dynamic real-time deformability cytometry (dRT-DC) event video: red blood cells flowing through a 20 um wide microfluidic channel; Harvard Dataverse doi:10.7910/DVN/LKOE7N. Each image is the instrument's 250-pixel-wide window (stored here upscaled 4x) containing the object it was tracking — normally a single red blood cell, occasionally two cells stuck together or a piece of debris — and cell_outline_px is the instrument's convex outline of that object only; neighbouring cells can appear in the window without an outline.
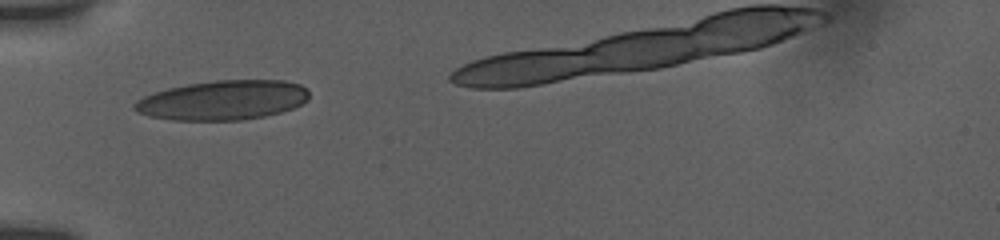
{"species": "human", "species_latin": "Homo sapiens", "temperature_condition": "room temperature", "stored_images_in_passage": 29, "camera_frame_rate_fps": 3000, "um_per_image_px": 0.085, "donor": {"sex": "female"}, "frame": {"image": 1, "passage_image": 1, "time_ms": 0.0, "image_size_px": [1000, 240], "cell_outline_px": [[308, 100], [292, 108], [280, 112], [264, 116], [240, 120], [172, 120], [148, 116], [136, 112], [132, 108], [132, 104], [136, 100], [144, 96], [168, 88], [188, 84], [216, 80], [284, 80], [300, 84], [308, 88]], "centroid_in_image_um": [18.92, 8.51], "position_along_channel_um": 66.1, "area_um2": 40.34}}
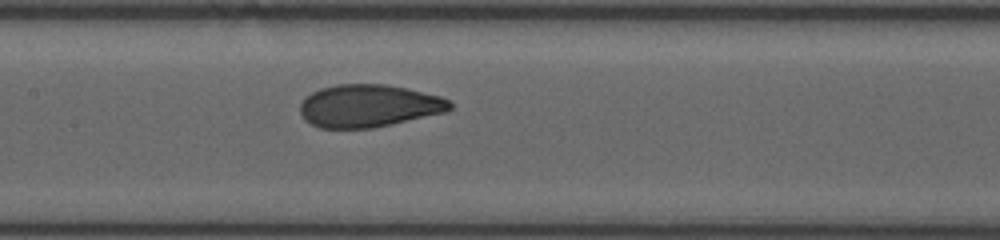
{"frame": {"image": 2, "passage_image": 10, "time_ms": 3.0, "image_size_px": [1000, 240], "cell_outline_px": [[452, 108], [448, 112], [372, 128], [320, 128], [304, 120], [300, 112], [300, 104], [304, 96], [320, 88], [336, 84], [384, 84], [408, 88], [440, 96], [448, 100], [452, 104]], "centroid_in_image_um": [31.33, 8.99], "position_along_channel_um": 176.1, "area_um2": 37.45}}
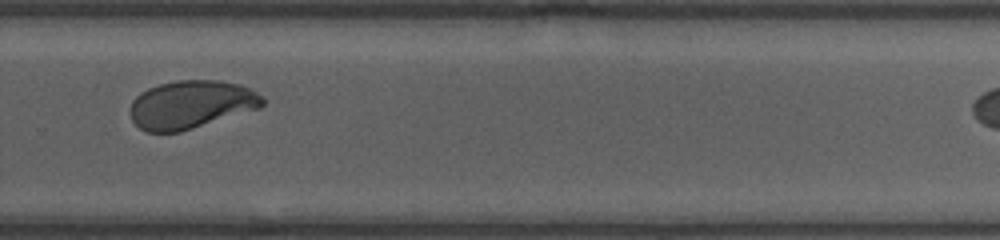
{"frame": {"image": 3, "passage_image": 28, "time_ms": 6.667, "image_size_px": [1000, 240], "cell_outline_px": [[264, 104], [260, 108], [180, 132], [148, 132], [140, 128], [132, 120], [128, 108], [132, 100], [140, 92], [148, 88], [160, 84], [180, 80], [220, 80], [240, 84], [264, 96]], "centroid_in_image_um": [16.23, 8.88], "position_along_channel_um": 313.6, "area_um2": 37.28}}